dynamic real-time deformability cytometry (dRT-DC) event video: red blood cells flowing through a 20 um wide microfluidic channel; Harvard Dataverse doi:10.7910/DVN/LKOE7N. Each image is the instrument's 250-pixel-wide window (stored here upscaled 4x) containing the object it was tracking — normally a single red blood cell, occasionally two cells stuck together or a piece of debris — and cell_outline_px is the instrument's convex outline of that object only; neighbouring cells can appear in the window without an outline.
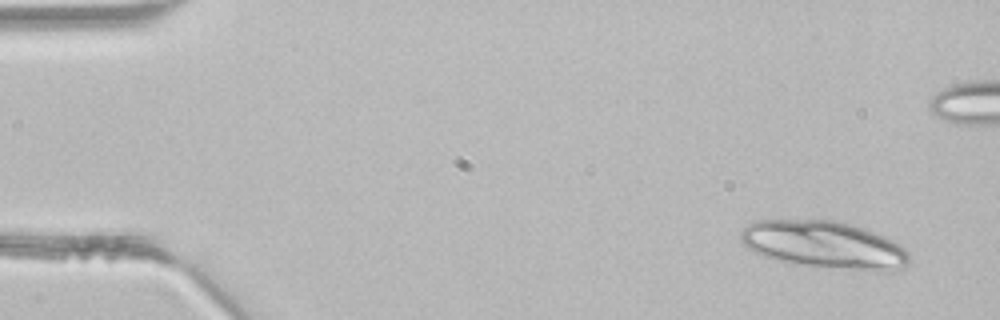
{"species": "common noctule bat (a hibernating species)", "species_latin": "Nyctalus noctula", "temperature_condition": "room temperature", "stored_images_in_passage": 4, "camera_frame_rate_fps": 3000, "um_per_image_px": 0.085, "animal": {"sex": "male", "body_mass_g": 21.5, "forearm_length_mm": 52.0}, "frame": {"image": 1, "passage_image": 4, "time_ms": 1.0, "image_size_px": [1000, 320], "cell_outline_px": [[908, 264], [904, 268], [888, 272], [876, 272], [804, 264], [776, 260], [764, 256], [748, 248], [740, 240], [740, 232], [748, 224], [756, 220], [840, 220], [876, 232], [900, 244], [908, 252]], "centroid_in_image_um": [70.1, 20.8], "position_along_channel_um": 14.9, "area_um2": 46.59}}